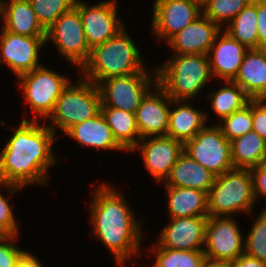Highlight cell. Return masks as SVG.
Returning a JSON list of instances; mask_svg holds the SVG:
<instances>
[{
	"label": "cell",
	"mask_w": 266,
	"mask_h": 267,
	"mask_svg": "<svg viewBox=\"0 0 266 267\" xmlns=\"http://www.w3.org/2000/svg\"><path fill=\"white\" fill-rule=\"evenodd\" d=\"M221 28L202 14L183 30L173 35L168 40V44L174 49L175 55H208L215 38L222 31Z\"/></svg>",
	"instance_id": "18"
},
{
	"label": "cell",
	"mask_w": 266,
	"mask_h": 267,
	"mask_svg": "<svg viewBox=\"0 0 266 267\" xmlns=\"http://www.w3.org/2000/svg\"><path fill=\"white\" fill-rule=\"evenodd\" d=\"M1 18L5 31L29 37H46V30L37 20L28 0H10L9 4L1 0Z\"/></svg>",
	"instance_id": "21"
},
{
	"label": "cell",
	"mask_w": 266,
	"mask_h": 267,
	"mask_svg": "<svg viewBox=\"0 0 266 267\" xmlns=\"http://www.w3.org/2000/svg\"><path fill=\"white\" fill-rule=\"evenodd\" d=\"M231 152L234 168L250 169L263 163L266 141L252 130L231 141Z\"/></svg>",
	"instance_id": "27"
},
{
	"label": "cell",
	"mask_w": 266,
	"mask_h": 267,
	"mask_svg": "<svg viewBox=\"0 0 266 267\" xmlns=\"http://www.w3.org/2000/svg\"><path fill=\"white\" fill-rule=\"evenodd\" d=\"M208 216L170 218L162 230L158 244L173 250H204L205 226Z\"/></svg>",
	"instance_id": "17"
},
{
	"label": "cell",
	"mask_w": 266,
	"mask_h": 267,
	"mask_svg": "<svg viewBox=\"0 0 266 267\" xmlns=\"http://www.w3.org/2000/svg\"><path fill=\"white\" fill-rule=\"evenodd\" d=\"M170 218L209 216L207 193L193 188L166 186Z\"/></svg>",
	"instance_id": "25"
},
{
	"label": "cell",
	"mask_w": 266,
	"mask_h": 267,
	"mask_svg": "<svg viewBox=\"0 0 266 267\" xmlns=\"http://www.w3.org/2000/svg\"><path fill=\"white\" fill-rule=\"evenodd\" d=\"M251 1L252 0H206L202 5V14L211 19L214 23L222 26L223 22H231Z\"/></svg>",
	"instance_id": "31"
},
{
	"label": "cell",
	"mask_w": 266,
	"mask_h": 267,
	"mask_svg": "<svg viewBox=\"0 0 266 267\" xmlns=\"http://www.w3.org/2000/svg\"><path fill=\"white\" fill-rule=\"evenodd\" d=\"M92 197L93 230L114 254L119 266L132 255H139L142 224L134 219L123 195L108 184H102Z\"/></svg>",
	"instance_id": "2"
},
{
	"label": "cell",
	"mask_w": 266,
	"mask_h": 267,
	"mask_svg": "<svg viewBox=\"0 0 266 267\" xmlns=\"http://www.w3.org/2000/svg\"><path fill=\"white\" fill-rule=\"evenodd\" d=\"M157 246L152 248L153 252L156 251L153 267H200L206 258L203 250H173Z\"/></svg>",
	"instance_id": "30"
},
{
	"label": "cell",
	"mask_w": 266,
	"mask_h": 267,
	"mask_svg": "<svg viewBox=\"0 0 266 267\" xmlns=\"http://www.w3.org/2000/svg\"><path fill=\"white\" fill-rule=\"evenodd\" d=\"M250 172L253 178V193L255 200L258 195L266 196V164L261 163L251 167Z\"/></svg>",
	"instance_id": "38"
},
{
	"label": "cell",
	"mask_w": 266,
	"mask_h": 267,
	"mask_svg": "<svg viewBox=\"0 0 266 267\" xmlns=\"http://www.w3.org/2000/svg\"><path fill=\"white\" fill-rule=\"evenodd\" d=\"M66 134L83 146L105 150H124L115 140L112 130L101 113L84 122L73 125L66 131Z\"/></svg>",
	"instance_id": "23"
},
{
	"label": "cell",
	"mask_w": 266,
	"mask_h": 267,
	"mask_svg": "<svg viewBox=\"0 0 266 267\" xmlns=\"http://www.w3.org/2000/svg\"><path fill=\"white\" fill-rule=\"evenodd\" d=\"M258 49H266V0H257Z\"/></svg>",
	"instance_id": "39"
},
{
	"label": "cell",
	"mask_w": 266,
	"mask_h": 267,
	"mask_svg": "<svg viewBox=\"0 0 266 267\" xmlns=\"http://www.w3.org/2000/svg\"><path fill=\"white\" fill-rule=\"evenodd\" d=\"M38 259L28 252H24L16 261L15 267H42Z\"/></svg>",
	"instance_id": "41"
},
{
	"label": "cell",
	"mask_w": 266,
	"mask_h": 267,
	"mask_svg": "<svg viewBox=\"0 0 266 267\" xmlns=\"http://www.w3.org/2000/svg\"><path fill=\"white\" fill-rule=\"evenodd\" d=\"M39 121L25 117L0 152V185L13 193L33 183L46 184L47 170L57 161L52 154L55 128Z\"/></svg>",
	"instance_id": "1"
},
{
	"label": "cell",
	"mask_w": 266,
	"mask_h": 267,
	"mask_svg": "<svg viewBox=\"0 0 266 267\" xmlns=\"http://www.w3.org/2000/svg\"><path fill=\"white\" fill-rule=\"evenodd\" d=\"M116 0L99 2L93 6L76 0L75 7L80 12L86 41L89 48L104 44L114 37L121 29L125 28L117 17Z\"/></svg>",
	"instance_id": "12"
},
{
	"label": "cell",
	"mask_w": 266,
	"mask_h": 267,
	"mask_svg": "<svg viewBox=\"0 0 266 267\" xmlns=\"http://www.w3.org/2000/svg\"><path fill=\"white\" fill-rule=\"evenodd\" d=\"M215 177L213 173L183 152L171 168L170 174L165 180V186L193 188L208 194Z\"/></svg>",
	"instance_id": "22"
},
{
	"label": "cell",
	"mask_w": 266,
	"mask_h": 267,
	"mask_svg": "<svg viewBox=\"0 0 266 267\" xmlns=\"http://www.w3.org/2000/svg\"><path fill=\"white\" fill-rule=\"evenodd\" d=\"M15 237L17 235L0 237V267H15L16 261L25 252L12 243Z\"/></svg>",
	"instance_id": "35"
},
{
	"label": "cell",
	"mask_w": 266,
	"mask_h": 267,
	"mask_svg": "<svg viewBox=\"0 0 266 267\" xmlns=\"http://www.w3.org/2000/svg\"><path fill=\"white\" fill-rule=\"evenodd\" d=\"M224 82L227 86L210 93L211 108L221 120L242 109L250 100L239 85L233 81Z\"/></svg>",
	"instance_id": "29"
},
{
	"label": "cell",
	"mask_w": 266,
	"mask_h": 267,
	"mask_svg": "<svg viewBox=\"0 0 266 267\" xmlns=\"http://www.w3.org/2000/svg\"><path fill=\"white\" fill-rule=\"evenodd\" d=\"M255 220L244 243V253L266 262V208Z\"/></svg>",
	"instance_id": "34"
},
{
	"label": "cell",
	"mask_w": 266,
	"mask_h": 267,
	"mask_svg": "<svg viewBox=\"0 0 266 267\" xmlns=\"http://www.w3.org/2000/svg\"><path fill=\"white\" fill-rule=\"evenodd\" d=\"M124 30L91 50L89 60L81 68L86 80L97 85L109 78L146 72L139 49Z\"/></svg>",
	"instance_id": "3"
},
{
	"label": "cell",
	"mask_w": 266,
	"mask_h": 267,
	"mask_svg": "<svg viewBox=\"0 0 266 267\" xmlns=\"http://www.w3.org/2000/svg\"><path fill=\"white\" fill-rule=\"evenodd\" d=\"M154 88L155 95L149 90L135 112L140 139L167 136L169 106L173 104V100L158 83L154 84Z\"/></svg>",
	"instance_id": "15"
},
{
	"label": "cell",
	"mask_w": 266,
	"mask_h": 267,
	"mask_svg": "<svg viewBox=\"0 0 266 267\" xmlns=\"http://www.w3.org/2000/svg\"><path fill=\"white\" fill-rule=\"evenodd\" d=\"M18 228L14 218L13 211L3 195L0 194V235L12 236L17 235Z\"/></svg>",
	"instance_id": "36"
},
{
	"label": "cell",
	"mask_w": 266,
	"mask_h": 267,
	"mask_svg": "<svg viewBox=\"0 0 266 267\" xmlns=\"http://www.w3.org/2000/svg\"><path fill=\"white\" fill-rule=\"evenodd\" d=\"M52 40L69 63L80 69L89 60L91 49L86 41L79 10L73 6L63 13L47 30L46 42Z\"/></svg>",
	"instance_id": "10"
},
{
	"label": "cell",
	"mask_w": 266,
	"mask_h": 267,
	"mask_svg": "<svg viewBox=\"0 0 266 267\" xmlns=\"http://www.w3.org/2000/svg\"><path fill=\"white\" fill-rule=\"evenodd\" d=\"M263 163H265V164H266V154H265V158H264V161H263Z\"/></svg>",
	"instance_id": "44"
},
{
	"label": "cell",
	"mask_w": 266,
	"mask_h": 267,
	"mask_svg": "<svg viewBox=\"0 0 266 267\" xmlns=\"http://www.w3.org/2000/svg\"><path fill=\"white\" fill-rule=\"evenodd\" d=\"M37 20L47 30L63 13L69 11L76 0H28Z\"/></svg>",
	"instance_id": "33"
},
{
	"label": "cell",
	"mask_w": 266,
	"mask_h": 267,
	"mask_svg": "<svg viewBox=\"0 0 266 267\" xmlns=\"http://www.w3.org/2000/svg\"><path fill=\"white\" fill-rule=\"evenodd\" d=\"M266 99H252L253 131L266 141Z\"/></svg>",
	"instance_id": "37"
},
{
	"label": "cell",
	"mask_w": 266,
	"mask_h": 267,
	"mask_svg": "<svg viewBox=\"0 0 266 267\" xmlns=\"http://www.w3.org/2000/svg\"><path fill=\"white\" fill-rule=\"evenodd\" d=\"M182 101L173 100V104L176 103L179 107L169 111L167 136L185 144L204 127L207 113H203L189 104H183Z\"/></svg>",
	"instance_id": "24"
},
{
	"label": "cell",
	"mask_w": 266,
	"mask_h": 267,
	"mask_svg": "<svg viewBox=\"0 0 266 267\" xmlns=\"http://www.w3.org/2000/svg\"><path fill=\"white\" fill-rule=\"evenodd\" d=\"M153 72L152 80L149 78V73L139 72L99 82L97 88L100 93L101 107H113L135 113L143 97L150 89L152 90L151 82L157 83L156 69Z\"/></svg>",
	"instance_id": "9"
},
{
	"label": "cell",
	"mask_w": 266,
	"mask_h": 267,
	"mask_svg": "<svg viewBox=\"0 0 266 267\" xmlns=\"http://www.w3.org/2000/svg\"><path fill=\"white\" fill-rule=\"evenodd\" d=\"M152 28L169 40L202 15V6L191 0H154Z\"/></svg>",
	"instance_id": "13"
},
{
	"label": "cell",
	"mask_w": 266,
	"mask_h": 267,
	"mask_svg": "<svg viewBox=\"0 0 266 267\" xmlns=\"http://www.w3.org/2000/svg\"><path fill=\"white\" fill-rule=\"evenodd\" d=\"M233 82L250 99H266V49H249Z\"/></svg>",
	"instance_id": "20"
},
{
	"label": "cell",
	"mask_w": 266,
	"mask_h": 267,
	"mask_svg": "<svg viewBox=\"0 0 266 267\" xmlns=\"http://www.w3.org/2000/svg\"><path fill=\"white\" fill-rule=\"evenodd\" d=\"M231 267H266V262L251 257L245 253L240 255L235 261L231 262Z\"/></svg>",
	"instance_id": "40"
},
{
	"label": "cell",
	"mask_w": 266,
	"mask_h": 267,
	"mask_svg": "<svg viewBox=\"0 0 266 267\" xmlns=\"http://www.w3.org/2000/svg\"><path fill=\"white\" fill-rule=\"evenodd\" d=\"M219 124L223 135L231 142L253 130L252 99L242 109L235 111Z\"/></svg>",
	"instance_id": "32"
},
{
	"label": "cell",
	"mask_w": 266,
	"mask_h": 267,
	"mask_svg": "<svg viewBox=\"0 0 266 267\" xmlns=\"http://www.w3.org/2000/svg\"><path fill=\"white\" fill-rule=\"evenodd\" d=\"M207 199L209 216H228L239 211L252 212L255 197L250 169L233 168L216 176Z\"/></svg>",
	"instance_id": "5"
},
{
	"label": "cell",
	"mask_w": 266,
	"mask_h": 267,
	"mask_svg": "<svg viewBox=\"0 0 266 267\" xmlns=\"http://www.w3.org/2000/svg\"><path fill=\"white\" fill-rule=\"evenodd\" d=\"M157 71V83L172 100L193 98L212 77L208 55H173Z\"/></svg>",
	"instance_id": "4"
},
{
	"label": "cell",
	"mask_w": 266,
	"mask_h": 267,
	"mask_svg": "<svg viewBox=\"0 0 266 267\" xmlns=\"http://www.w3.org/2000/svg\"><path fill=\"white\" fill-rule=\"evenodd\" d=\"M200 267H231V264L226 261L205 258Z\"/></svg>",
	"instance_id": "42"
},
{
	"label": "cell",
	"mask_w": 266,
	"mask_h": 267,
	"mask_svg": "<svg viewBox=\"0 0 266 267\" xmlns=\"http://www.w3.org/2000/svg\"><path fill=\"white\" fill-rule=\"evenodd\" d=\"M100 93L93 82L82 78L77 84H69L56 101L53 113L49 116L52 125L66 132L73 125L93 118L100 113Z\"/></svg>",
	"instance_id": "6"
},
{
	"label": "cell",
	"mask_w": 266,
	"mask_h": 267,
	"mask_svg": "<svg viewBox=\"0 0 266 267\" xmlns=\"http://www.w3.org/2000/svg\"><path fill=\"white\" fill-rule=\"evenodd\" d=\"M100 113L112 130L115 140L124 151L134 150L140 140L135 113L113 107H100Z\"/></svg>",
	"instance_id": "26"
},
{
	"label": "cell",
	"mask_w": 266,
	"mask_h": 267,
	"mask_svg": "<svg viewBox=\"0 0 266 267\" xmlns=\"http://www.w3.org/2000/svg\"><path fill=\"white\" fill-rule=\"evenodd\" d=\"M257 0H252L230 22L225 30L248 49H258Z\"/></svg>",
	"instance_id": "28"
},
{
	"label": "cell",
	"mask_w": 266,
	"mask_h": 267,
	"mask_svg": "<svg viewBox=\"0 0 266 267\" xmlns=\"http://www.w3.org/2000/svg\"><path fill=\"white\" fill-rule=\"evenodd\" d=\"M147 138V140H146ZM141 138L134 149H140L143 161L151 175L161 182L169 176L171 168L184 152V144L169 136H152ZM143 141H147L144 142Z\"/></svg>",
	"instance_id": "16"
},
{
	"label": "cell",
	"mask_w": 266,
	"mask_h": 267,
	"mask_svg": "<svg viewBox=\"0 0 266 267\" xmlns=\"http://www.w3.org/2000/svg\"><path fill=\"white\" fill-rule=\"evenodd\" d=\"M0 38V64L5 62L17 76L42 66L38 64L40 48L46 37H29L2 30Z\"/></svg>",
	"instance_id": "14"
},
{
	"label": "cell",
	"mask_w": 266,
	"mask_h": 267,
	"mask_svg": "<svg viewBox=\"0 0 266 267\" xmlns=\"http://www.w3.org/2000/svg\"><path fill=\"white\" fill-rule=\"evenodd\" d=\"M237 222L229 216H208L205 226V257L233 262L244 253V242Z\"/></svg>",
	"instance_id": "11"
},
{
	"label": "cell",
	"mask_w": 266,
	"mask_h": 267,
	"mask_svg": "<svg viewBox=\"0 0 266 267\" xmlns=\"http://www.w3.org/2000/svg\"><path fill=\"white\" fill-rule=\"evenodd\" d=\"M191 1H195L202 6L206 0H191Z\"/></svg>",
	"instance_id": "43"
},
{
	"label": "cell",
	"mask_w": 266,
	"mask_h": 267,
	"mask_svg": "<svg viewBox=\"0 0 266 267\" xmlns=\"http://www.w3.org/2000/svg\"><path fill=\"white\" fill-rule=\"evenodd\" d=\"M19 86L22 87L27 103L33 113H37L31 120H38L37 115L49 118L53 113L56 101L63 89L70 80L51 71L44 66H40L33 71L21 74Z\"/></svg>",
	"instance_id": "7"
},
{
	"label": "cell",
	"mask_w": 266,
	"mask_h": 267,
	"mask_svg": "<svg viewBox=\"0 0 266 267\" xmlns=\"http://www.w3.org/2000/svg\"><path fill=\"white\" fill-rule=\"evenodd\" d=\"M219 35L220 33L208 53L211 73L225 81H233L249 49L226 32L221 34V39Z\"/></svg>",
	"instance_id": "19"
},
{
	"label": "cell",
	"mask_w": 266,
	"mask_h": 267,
	"mask_svg": "<svg viewBox=\"0 0 266 267\" xmlns=\"http://www.w3.org/2000/svg\"><path fill=\"white\" fill-rule=\"evenodd\" d=\"M184 152L215 176L234 168L231 142L218 125L204 126L194 138L184 144Z\"/></svg>",
	"instance_id": "8"
}]
</instances>
